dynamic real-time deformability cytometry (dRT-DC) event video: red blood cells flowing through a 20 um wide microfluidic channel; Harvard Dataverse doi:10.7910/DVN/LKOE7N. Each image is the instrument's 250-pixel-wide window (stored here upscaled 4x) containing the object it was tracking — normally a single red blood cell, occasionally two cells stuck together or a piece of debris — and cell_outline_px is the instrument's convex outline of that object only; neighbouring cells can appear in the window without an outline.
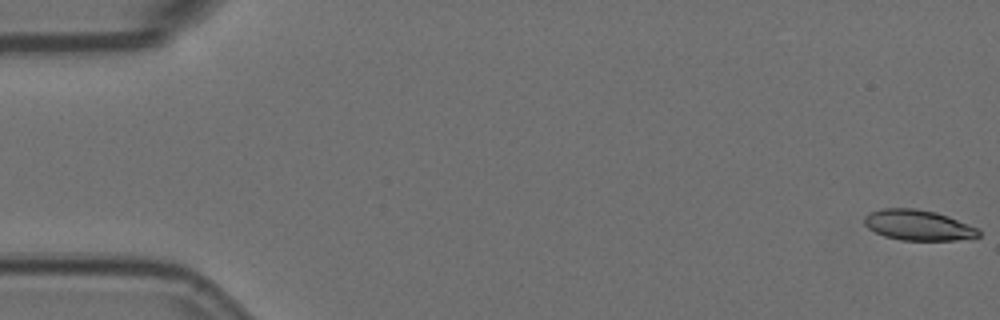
{"species": "Egyptian fruit bat (a non-hibernating species)", "species_latin": "Rousettus aegyptiacus", "temperature_condition": "room temperature", "stored_images_in_passage": 4, "camera_frame_rate_fps": 3000, "um_per_image_px": 0.085, "animal": {"sex": "female"}, "frame": {"image": 1, "passage_image": 1, "time_ms": 0.0, "image_size_px": [1000, 320], "cell_outline_px": [[980, 236], [956, 240], [900, 240], [884, 236], [868, 228], [864, 224], [864, 216], [880, 208], [916, 208], [936, 212], [948, 216], [976, 228], [980, 232]], "centroid_in_image_um": [78.01, 19.13], "position_along_channel_um": 7.0, "area_um2": 20.17}}